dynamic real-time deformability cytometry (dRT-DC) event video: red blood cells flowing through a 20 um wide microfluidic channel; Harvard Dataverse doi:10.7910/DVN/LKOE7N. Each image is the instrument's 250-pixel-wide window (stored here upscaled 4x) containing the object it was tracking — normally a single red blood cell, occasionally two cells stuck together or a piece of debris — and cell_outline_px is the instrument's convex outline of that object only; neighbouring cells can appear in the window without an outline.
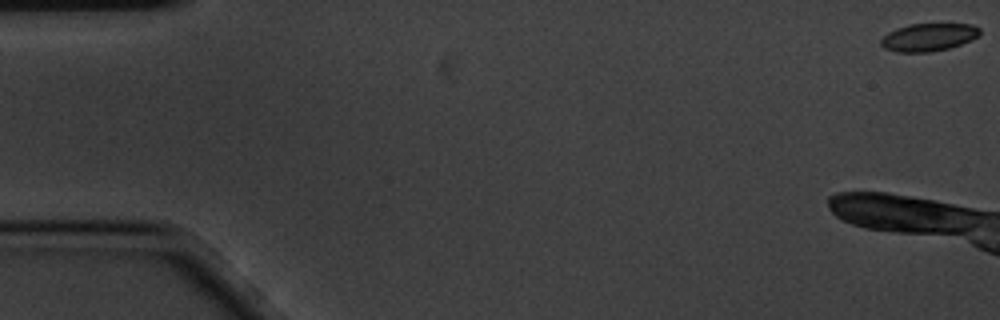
{"species": "common noctule bat (a hibernating species)", "species_latin": "Nyctalus noctula", "temperature_condition": "cold", "stored_images_in_passage": 4, "camera_frame_rate_fps": 3000, "um_per_image_px": 0.085, "animal": {"sex": "male", "body_mass_g": 20.1, "forearm_length_mm": 53.5}, "frame": {"image": 1, "passage_image": 1, "time_ms": 0.0, "image_size_px": [1000, 320], "cell_outline_px": [[980, 32], [972, 40], [948, 48], [928, 52], [896, 52], [884, 48], [880, 44], [880, 40], [888, 32], [896, 28], [908, 24], [972, 24], [980, 28]], "centroid_in_image_um": [78.89, 3.16], "position_along_channel_um": 6.1, "area_um2": 15.95}}